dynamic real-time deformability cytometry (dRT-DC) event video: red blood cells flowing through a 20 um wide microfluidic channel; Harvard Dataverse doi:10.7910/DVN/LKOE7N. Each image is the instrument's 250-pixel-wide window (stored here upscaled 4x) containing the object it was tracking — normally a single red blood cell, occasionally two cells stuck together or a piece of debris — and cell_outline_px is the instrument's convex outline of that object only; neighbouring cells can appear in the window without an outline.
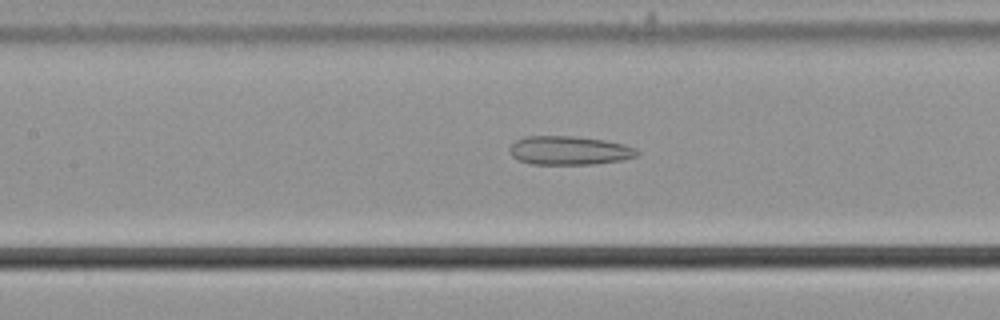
{"species": "common noctule bat (a hibernating species)", "species_latin": "Nyctalus noctula", "temperature_condition": "cold", "stored_images_in_passage": 46, "camera_frame_rate_fps": 3000, "um_per_image_px": 0.085, "animal": {"sex": "male", "body_mass_g": 21.5, "forearm_length_mm": 52.0}, "frame": {"image": 1, "passage_image": 16, "time_ms": 5.0, "image_size_px": [1000, 320], "cell_outline_px": [[640, 152], [636, 156], [624, 160], [596, 164], [532, 164], [520, 160], [512, 156], [508, 148], [516, 140], [524, 136], [576, 136], [604, 140], [624, 144], [636, 148]], "centroid_in_image_um": [48.41, 12.79], "position_along_channel_um": 159.0, "area_um2": 21.5}}
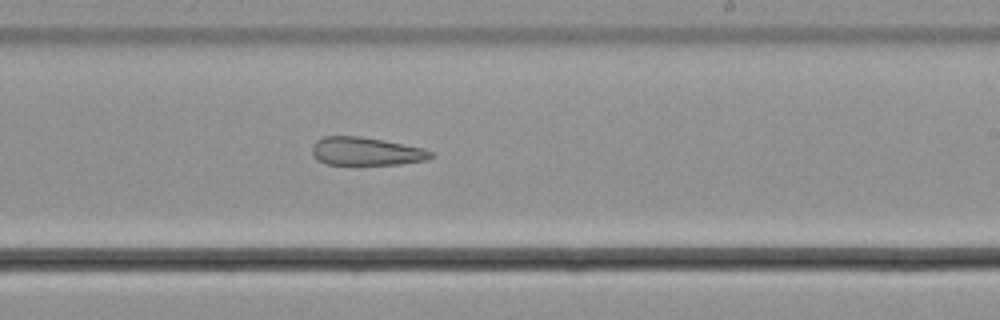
{"frame": {"image": 2, "passage_image": 24, "time_ms": 7.667, "image_size_px": [1000, 320], "cell_outline_px": [[436, 156], [428, 160], [400, 164], [328, 164], [320, 160], [312, 152], [312, 144], [316, 140], [324, 136], [360, 136], [384, 140], [424, 148], [432, 152]], "centroid_in_image_um": [31.17, 12.85], "position_along_channel_um": 257.8, "area_um2": 19.48}}
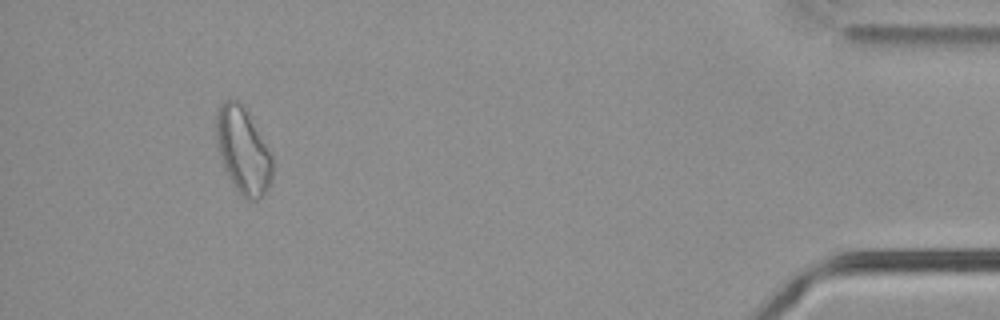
{"frame": {"image": 3, "passage_image": 42, "time_ms": 13.667, "image_size_px": [1000, 320], "cell_outline_px": [[272, 180], [268, 188], [256, 200], [248, 200], [236, 188], [224, 168], [220, 156], [216, 140], [216, 112], [220, 104], [224, 100], [240, 100], [272, 156]], "centroid_in_image_um": [20.64, 12.77], "position_along_channel_um": 414.6, "area_um2": 27.69}, "authors_computed_cell_mechanics": {"area_um2": 23.6402, "velocity_mm_per_s": 3.7216, "shape_relaxation_time_tau1_ms": null, "shape_relaxation_time_tau2_ms": 5.3308, "deformation_change_tau1": null, "deformation_change_tau2": 0.1625}}